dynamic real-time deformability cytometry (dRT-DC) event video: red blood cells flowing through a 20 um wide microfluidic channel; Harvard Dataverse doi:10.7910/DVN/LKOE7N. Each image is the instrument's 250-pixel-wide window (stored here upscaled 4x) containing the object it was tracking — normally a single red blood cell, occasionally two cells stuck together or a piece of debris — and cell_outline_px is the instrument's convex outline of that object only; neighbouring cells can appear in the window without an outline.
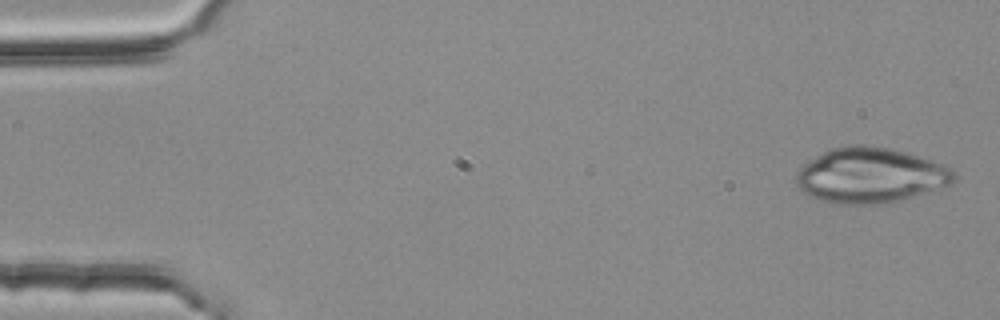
{"species": "common noctule bat (a hibernating species)", "species_latin": "Nyctalus noctula", "temperature_condition": "room temperature", "stored_images_in_passage": 3, "camera_frame_rate_fps": 3000, "um_per_image_px": 0.085, "animal": {"sex": "female", "body_mass_g": 25.1}, "frame": {"image": 1, "passage_image": 1, "time_ms": 0.0, "image_size_px": [1000, 320], "cell_outline_px": [[956, 176], [952, 184], [920, 196], [888, 204], [832, 204], [820, 200], [804, 192], [796, 184], [796, 176], [816, 156], [832, 148], [848, 144], [872, 144], [892, 148], [908, 152], [944, 164], [952, 168], [956, 172]], "centroid_in_image_um": [74.09, 14.91], "position_along_channel_um": 10.9, "area_um2": 51.5}}